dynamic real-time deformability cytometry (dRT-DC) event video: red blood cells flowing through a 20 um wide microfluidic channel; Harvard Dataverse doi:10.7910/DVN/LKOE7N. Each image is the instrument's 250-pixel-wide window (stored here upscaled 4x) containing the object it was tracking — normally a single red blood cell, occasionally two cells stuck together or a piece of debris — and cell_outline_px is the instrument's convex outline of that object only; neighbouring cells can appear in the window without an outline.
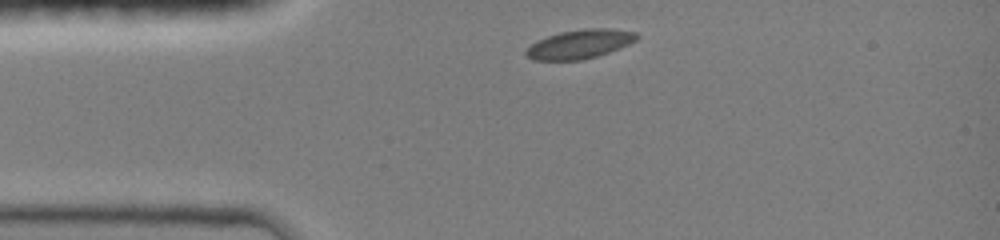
{"species": "common noctule bat (a hibernating species)", "species_latin": "Nyctalus noctula", "temperature_condition": "room temperature", "stored_images_in_passage": 2, "camera_frame_rate_fps": 3000, "um_per_image_px": 0.085, "animal": {"sex": "female", "body_mass_g": 19.0, "forearm_length_mm": 51.5}, "frame": {"image": 1, "passage_image": 1, "time_ms": 0.0, "image_size_px": [1000, 240], "cell_outline_px": [[640, 36], [636, 40], [628, 44], [608, 52], [596, 56], [580, 60], [532, 60], [524, 52], [532, 44], [548, 36], [560, 32], [584, 28], [608, 28], [636, 32]], "centroid_in_image_um": [49.3, 3.74], "position_along_channel_um": 35.7, "area_um2": 18.44}}